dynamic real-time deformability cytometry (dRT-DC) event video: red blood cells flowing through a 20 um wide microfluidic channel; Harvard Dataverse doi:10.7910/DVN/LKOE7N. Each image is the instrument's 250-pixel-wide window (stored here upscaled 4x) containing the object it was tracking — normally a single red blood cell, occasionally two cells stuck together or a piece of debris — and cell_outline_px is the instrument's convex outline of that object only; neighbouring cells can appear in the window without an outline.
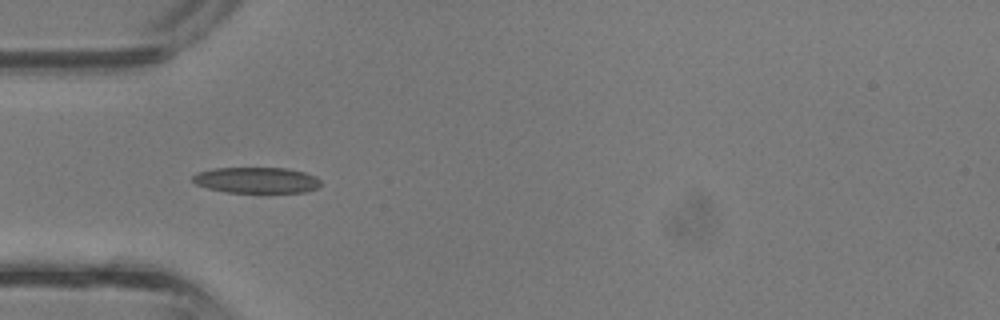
{"species": "common noctule bat (a hibernating species)", "species_latin": "Nyctalus noctula", "temperature_condition": "room temperature", "stored_images_in_passage": 27, "camera_frame_rate_fps": 3000, "um_per_image_px": 0.085, "animal": {"sex": "male", "body_mass_g": 13.3}, "frame": {"image": 1, "passage_image": 1, "time_ms": 0.0, "image_size_px": [1000, 320], "cell_outline_px": [[320, 184], [316, 188], [304, 192], [224, 192], [208, 188], [196, 184], [192, 180], [192, 176], [196, 172], [212, 168], [284, 168], [304, 172], [316, 176], [320, 180]], "centroid_in_image_um": [21.76, 15.31], "position_along_channel_um": 63.2, "area_um2": 19.31}}
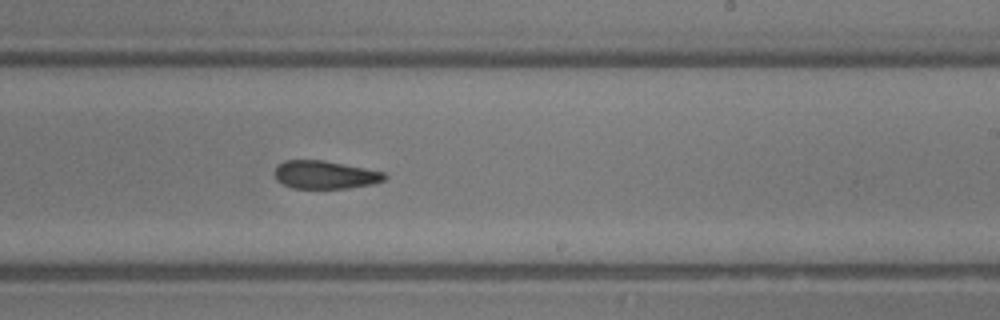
{"frame": {"image": 2, "passage_image": 12, "time_ms": 3.667, "image_size_px": [1000, 320], "cell_outline_px": [[388, 176], [384, 180], [372, 184], [348, 188], [292, 188], [276, 180], [276, 168], [284, 160], [324, 160], [384, 172]], "centroid_in_image_um": [27.65, 14.85], "position_along_channel_um": 261.4, "area_um2": 17.8}}
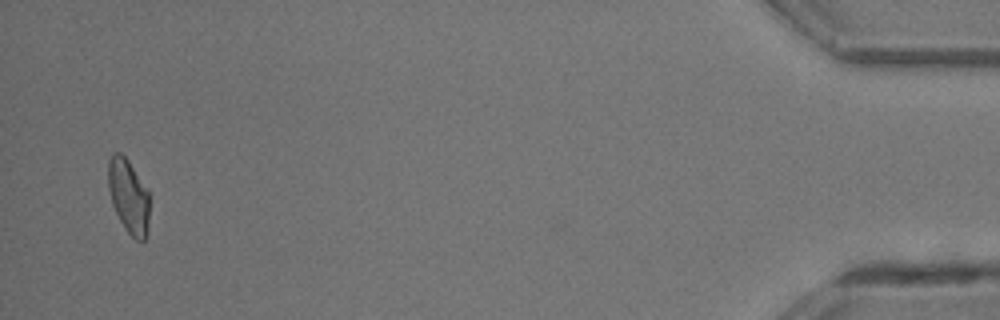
{"frame": {"image": 3, "passage_image": 26, "time_ms": 8.333, "image_size_px": [1000, 320], "cell_outline_px": [[148, 236], [144, 240], [136, 240], [124, 228], [112, 204], [108, 188], [108, 160], [112, 152], [120, 152], [128, 160], [148, 192]], "centroid_in_image_um": [10.91, 16.68], "position_along_channel_um": 424.3, "area_um2": 17.69}}